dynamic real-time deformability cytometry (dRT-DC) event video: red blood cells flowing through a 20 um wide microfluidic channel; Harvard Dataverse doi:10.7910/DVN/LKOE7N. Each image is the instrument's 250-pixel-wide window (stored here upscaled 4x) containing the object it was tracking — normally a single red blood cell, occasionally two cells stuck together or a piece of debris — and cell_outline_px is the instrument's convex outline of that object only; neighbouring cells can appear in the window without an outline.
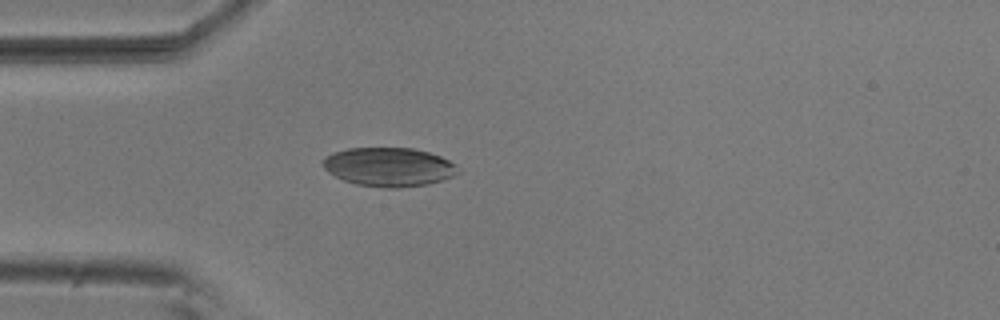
{"species": "common noctule bat (a hibernating species)", "species_latin": "Nyctalus noctula", "temperature_condition": "room temperature", "stored_images_in_passage": 5, "camera_frame_rate_fps": 3000, "um_per_image_px": 0.085, "animal": {"sex": "male", "body_mass_g": 20.5, "forearm_length_mm": 52.5}, "frame": {"image": 1, "passage_image": 5, "time_ms": 1.333, "image_size_px": [1000, 320], "cell_outline_px": [[460, 172], [452, 176], [428, 184], [400, 188], [384, 188], [356, 184], [344, 180], [328, 172], [324, 168], [320, 160], [324, 156], [348, 148], [412, 148], [428, 152], [440, 156], [456, 164]], "centroid_in_image_um": [33.04, 14.19], "position_along_channel_um": 52.0, "area_um2": 30.63}}